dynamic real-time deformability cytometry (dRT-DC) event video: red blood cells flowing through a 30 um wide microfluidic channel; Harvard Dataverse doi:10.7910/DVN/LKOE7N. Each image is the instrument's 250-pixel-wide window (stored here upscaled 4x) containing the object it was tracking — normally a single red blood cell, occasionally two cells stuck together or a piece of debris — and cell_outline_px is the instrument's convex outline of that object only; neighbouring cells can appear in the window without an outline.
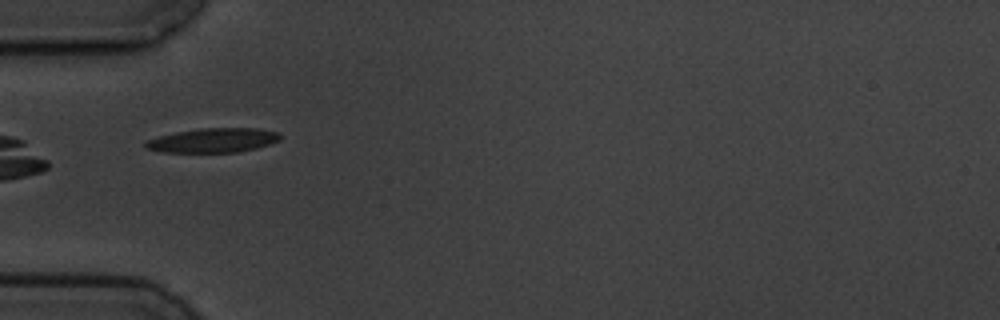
{"species": "common noctule bat (a hibernating species)", "species_latin": "Nyctalus noctula", "temperature_condition": "cold", "stored_images_in_passage": 6, "camera_frame_rate_fps": 3000, "um_per_image_px": 0.085, "animal": {"sex": "male", "body_mass_g": 19.5, "forearm_length_mm": 54.6}, "frame": {"image": 1, "passage_image": 6, "time_ms": 5.667, "image_size_px": [1000, 320], "cell_outline_px": [[280, 140], [256, 148], [236, 152], [164, 152], [144, 148], [144, 144], [148, 140], [160, 136], [176, 132], [200, 128], [256, 128], [280, 132]], "centroid_in_image_um": [18.13, 11.92], "position_along_channel_um": 66.9, "area_um2": 18.96}}